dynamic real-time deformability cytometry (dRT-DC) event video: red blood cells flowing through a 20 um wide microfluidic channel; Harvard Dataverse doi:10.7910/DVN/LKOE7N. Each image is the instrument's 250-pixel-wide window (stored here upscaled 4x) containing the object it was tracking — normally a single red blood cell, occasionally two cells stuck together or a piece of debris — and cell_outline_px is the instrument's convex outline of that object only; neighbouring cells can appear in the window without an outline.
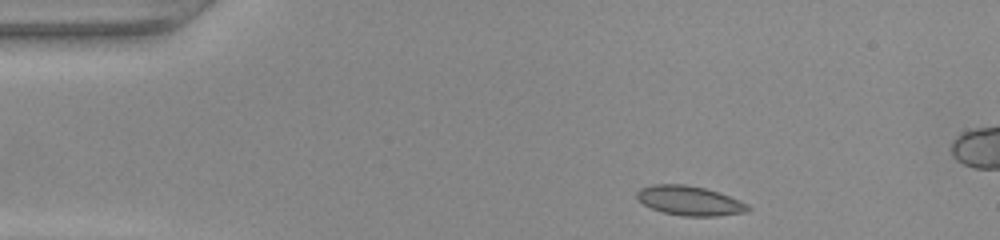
{"species": "common noctule bat (a hibernating species)", "species_latin": "Nyctalus noctula", "temperature_condition": "warm", "stored_images_in_passage": 7, "camera_frame_rate_fps": 3000, "um_per_image_px": 0.085, "animal": {"sex": "female", "body_mass_g": 22.0, "forearm_length_mm": 56.7}, "frame": {"image": 1, "passage_image": 2, "time_ms": 0.333, "image_size_px": [1000, 240], "cell_outline_px": [[752, 208], [744, 212], [716, 216], [680, 216], [664, 212], [652, 208], [644, 204], [636, 196], [636, 192], [640, 188], [656, 184], [684, 184], [704, 188], [720, 192], [740, 200], [748, 204]], "centroid_in_image_um": [58.64, 17.05], "position_along_channel_um": 26.4, "area_um2": 19.02}}